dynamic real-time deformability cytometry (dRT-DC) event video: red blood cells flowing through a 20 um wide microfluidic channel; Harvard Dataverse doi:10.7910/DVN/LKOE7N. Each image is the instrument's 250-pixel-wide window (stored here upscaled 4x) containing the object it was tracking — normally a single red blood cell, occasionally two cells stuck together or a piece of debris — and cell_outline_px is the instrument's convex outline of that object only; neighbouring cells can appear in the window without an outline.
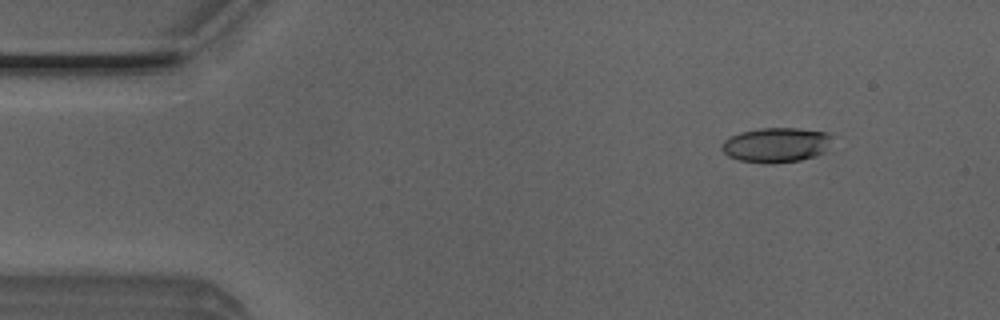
{"species": "Egyptian fruit bat (a non-hibernating species)", "species_latin": "Rousettus aegyptiacus", "temperature_condition": "room temperature", "stored_images_in_passage": 48, "camera_frame_rate_fps": 3000, "um_per_image_px": 0.085, "animal": {"sex": "male"}, "frame": {"image": 1, "passage_image": 3, "time_ms": 0.667, "image_size_px": [1000, 320], "cell_outline_px": [[832, 136], [824, 152], [816, 156], [800, 160], [772, 164], [768, 164], [740, 160], [728, 156], [720, 148], [720, 144], [724, 140], [740, 132], [760, 128], [800, 128], [828, 132]], "centroid_in_image_um": [65.96, 12.32], "position_along_channel_um": 19.0, "area_um2": 22.48}}
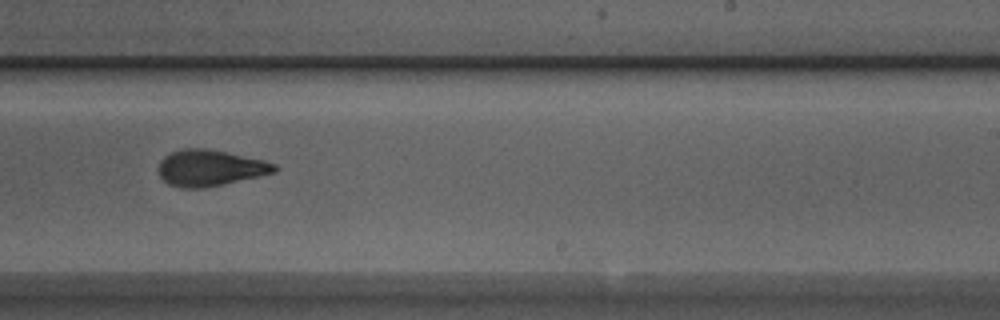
{"frame": {"image": 2, "passage_image": 28, "time_ms": 9.0, "image_size_px": [1000, 320], "cell_outline_px": [[280, 168], [276, 172], [260, 176], [204, 188], [180, 188], [168, 184], [160, 176], [160, 160], [164, 156], [172, 152], [184, 148], [204, 148], [228, 152], [264, 160], [276, 164]], "centroid_in_image_um": [17.89, 14.27], "position_along_channel_um": 271.1, "area_um2": 24.51}}
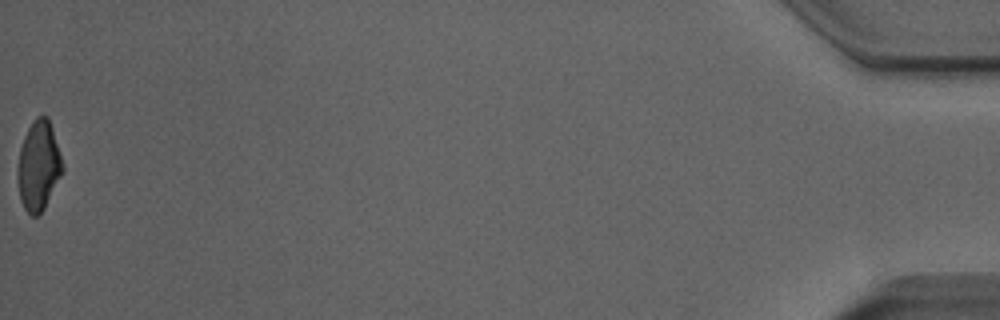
{"frame": {"image": 3, "passage_image": 48, "time_ms": 15.667, "image_size_px": [1000, 320], "cell_outline_px": [[64, 172], [44, 208], [36, 216], [32, 216], [24, 208], [20, 200], [20, 148], [24, 136], [32, 120], [36, 116], [48, 116], [64, 164]], "centroid_in_image_um": [3.34, 14.06], "position_along_channel_um": 431.9, "area_um2": 22.95}, "authors_computed_cell_mechanics": {"area_um2": 24.1604, "velocity_mm_per_s": 4.0367, "shape_relaxation_time_tau1_ms": 3.8633, "shape_relaxation_time_tau2_ms": 1.6178, "deformation_change_tau1": 0.1569, "deformation_change_tau2": 0.0913}}